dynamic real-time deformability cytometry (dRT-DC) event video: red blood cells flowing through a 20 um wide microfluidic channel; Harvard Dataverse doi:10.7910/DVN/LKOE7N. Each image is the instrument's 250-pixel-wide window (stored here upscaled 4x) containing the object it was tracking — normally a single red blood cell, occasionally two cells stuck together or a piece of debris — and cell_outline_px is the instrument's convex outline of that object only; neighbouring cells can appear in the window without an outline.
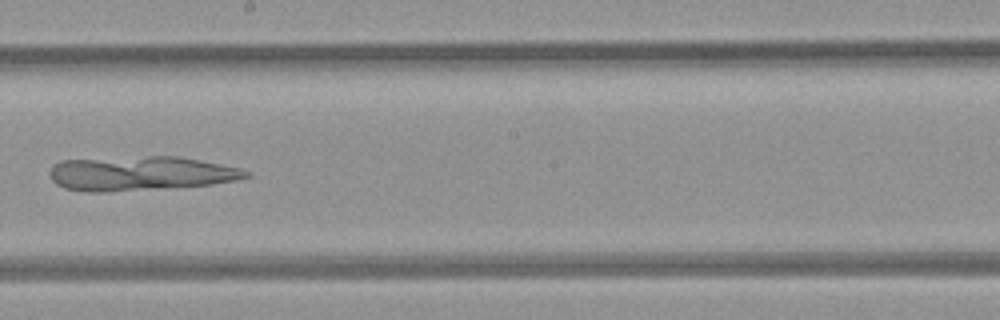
{"species": "common noctule bat (a hibernating species)", "species_latin": "Nyctalus noctula", "temperature_condition": "room temperature", "stored_images_in_passage": 35, "camera_frame_rate_fps": 3000, "um_per_image_px": 0.085, "animal": {"sex": "female", "body_mass_g": 21.9}, "frame": {"image": 1, "passage_image": 16, "time_ms": 5.0, "image_size_px": [1000, 320], "cell_outline_px": [[252, 176], [236, 180], [212, 184], [104, 192], [88, 192], [64, 188], [56, 184], [52, 180], [48, 172], [60, 160], [148, 156], [176, 156], [220, 164], [240, 168], [252, 172]], "centroid_in_image_um": [11.94, 14.74], "position_along_channel_um": 236.3, "area_um2": 39.07}}